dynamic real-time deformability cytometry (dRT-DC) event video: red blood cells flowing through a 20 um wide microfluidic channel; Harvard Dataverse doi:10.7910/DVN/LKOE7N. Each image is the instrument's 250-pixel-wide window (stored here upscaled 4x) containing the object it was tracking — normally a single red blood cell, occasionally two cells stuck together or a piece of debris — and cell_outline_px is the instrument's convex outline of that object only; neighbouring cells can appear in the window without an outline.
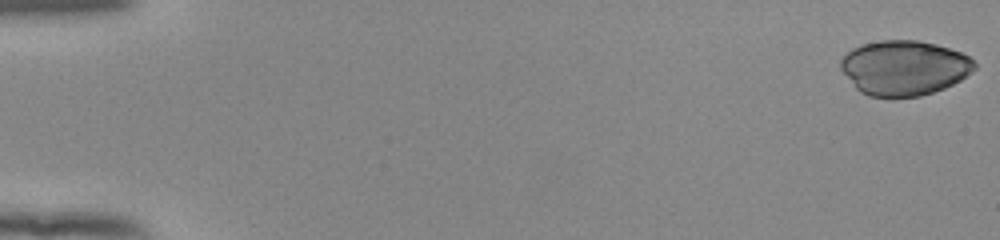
{"species": "human", "species_latin": "Homo sapiens", "temperature_condition": "room temperature", "stored_images_in_passage": 54, "camera_frame_rate_fps": 3000, "um_per_image_px": 0.085, "donor": {"sex": "female"}, "frame": {"image": 1, "passage_image": 1, "time_ms": 0.0, "image_size_px": [1000, 240], "cell_outline_px": [[976, 68], [972, 72], [960, 80], [944, 88], [920, 96], [892, 100], [868, 96], [860, 92], [856, 88], [840, 68], [840, 60], [852, 48], [864, 44], [880, 40], [916, 40], [936, 44], [960, 52], [968, 56], [976, 64]], "centroid_in_image_um": [76.84, 5.8], "position_along_channel_um": 8.2, "area_um2": 43.23}}
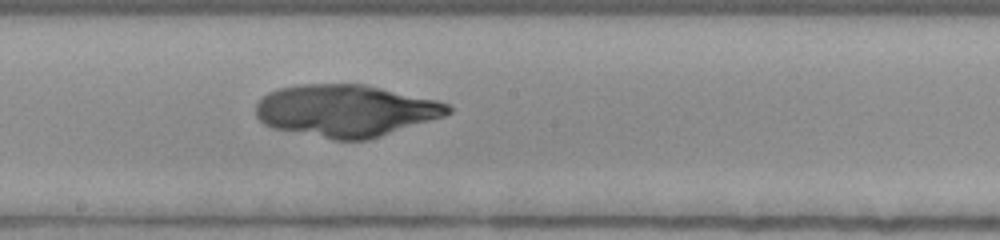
{"frame": {"image": 2, "passage_image": 31, "time_ms": 10.0, "image_size_px": [1000, 240], "cell_outline_px": [[452, 112], [444, 116], [368, 140], [332, 140], [272, 128], [264, 124], [256, 116], [256, 104], [268, 92], [280, 88], [300, 84], [364, 84], [436, 100], [448, 104], [452, 108]], "centroid_in_image_um": [29.37, 9.41], "position_along_channel_um": 218.8, "area_um2": 58.26}}
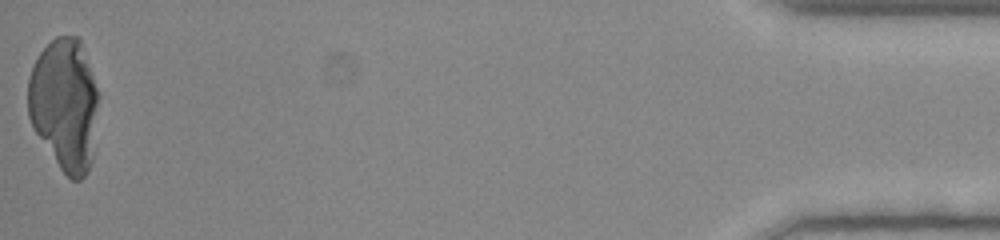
{"frame": {"image": 3, "passage_image": 54, "time_ms": 17.667, "image_size_px": [1000, 240], "cell_outline_px": [[100, 96], [92, 160], [88, 172], [80, 180], [72, 180], [60, 168], [32, 128], [28, 116], [28, 80], [32, 68], [40, 52], [56, 36], [76, 36], [80, 40], [100, 92]], "centroid_in_image_um": [5.51, 8.89], "position_along_channel_um": 429.7, "area_um2": 54.79}}